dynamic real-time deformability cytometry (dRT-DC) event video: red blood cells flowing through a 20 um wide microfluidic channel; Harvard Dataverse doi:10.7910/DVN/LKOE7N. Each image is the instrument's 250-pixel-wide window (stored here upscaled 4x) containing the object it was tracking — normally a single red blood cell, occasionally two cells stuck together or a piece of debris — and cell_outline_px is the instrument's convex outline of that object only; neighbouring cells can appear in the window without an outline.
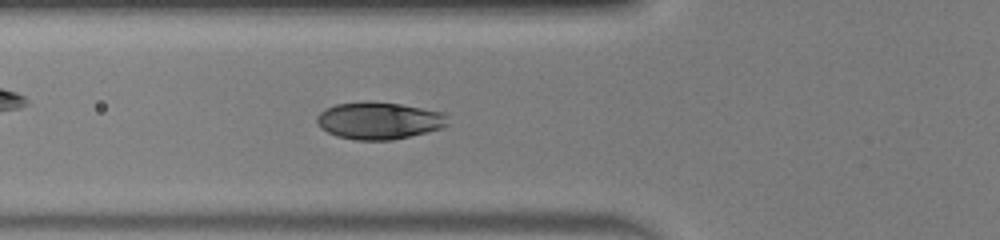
{"species": "human", "species_latin": "Homo sapiens", "temperature_condition": "warm", "stored_images_in_passage": 50, "camera_frame_rate_fps": 3000, "um_per_image_px": 0.085, "donor": {"sex": "male"}, "frame": {"image": 1, "passage_image": 18, "time_ms": 5.667, "image_size_px": [1000, 240], "cell_outline_px": [[448, 124], [444, 128], [428, 132], [392, 140], [356, 140], [336, 136], [320, 128], [316, 124], [316, 116], [324, 108], [336, 104], [400, 104], [444, 112], [448, 116]], "centroid_in_image_um": [32.24, 10.29], "position_along_channel_um": 93.6, "area_um2": 27.92}}
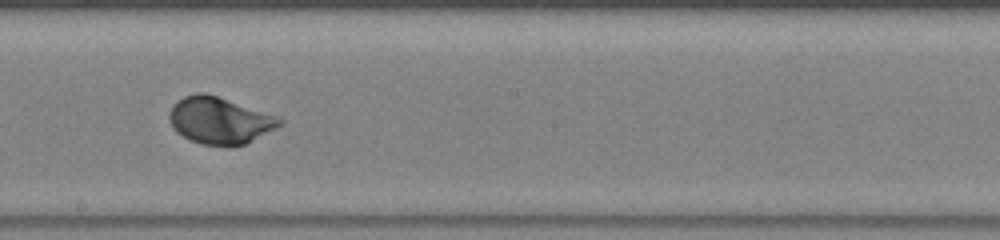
{"frame": {"image": 2, "passage_image": 28, "time_ms": 9.0, "image_size_px": [1000, 240], "cell_outline_px": [[284, 124], [244, 144], [200, 144], [176, 132], [168, 120], [168, 112], [172, 104], [176, 100], [184, 96], [196, 92], [204, 92], [276, 116], [284, 120]], "centroid_in_image_um": [18.61, 10.21], "position_along_channel_um": 229.6, "area_um2": 29.59}}
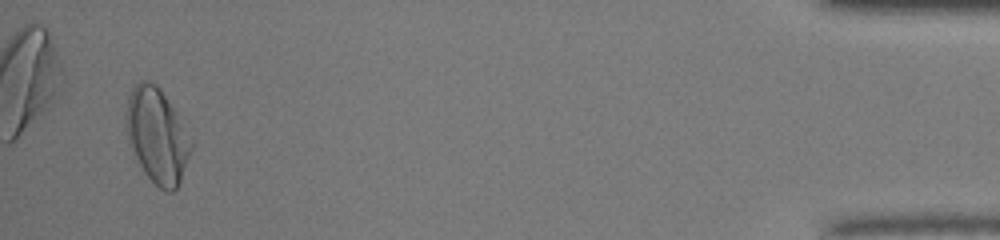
{"frame": {"image": 3, "passage_image": 48, "time_ms": 15.667, "image_size_px": [1000, 240], "cell_outline_px": [[196, 140], [180, 180], [176, 188], [172, 192], [168, 192], [160, 188], [144, 172], [128, 144], [124, 120], [124, 116], [128, 96], [132, 84], [140, 80], [148, 80], [156, 84], [160, 88]], "centroid_in_image_um": [13.36, 11.47], "position_along_channel_um": 421.8, "area_um2": 36.82}, "authors_computed_cell_mechanics": {"area_um2": 29.8537, "velocity_mm_per_s": 4.0787, "shape_relaxation_time_tau1_ms": 2.2109, "shape_relaxation_time_tau2_ms": null, "deformation_change_tau1": 0.1585, "deformation_change_tau2": null}}